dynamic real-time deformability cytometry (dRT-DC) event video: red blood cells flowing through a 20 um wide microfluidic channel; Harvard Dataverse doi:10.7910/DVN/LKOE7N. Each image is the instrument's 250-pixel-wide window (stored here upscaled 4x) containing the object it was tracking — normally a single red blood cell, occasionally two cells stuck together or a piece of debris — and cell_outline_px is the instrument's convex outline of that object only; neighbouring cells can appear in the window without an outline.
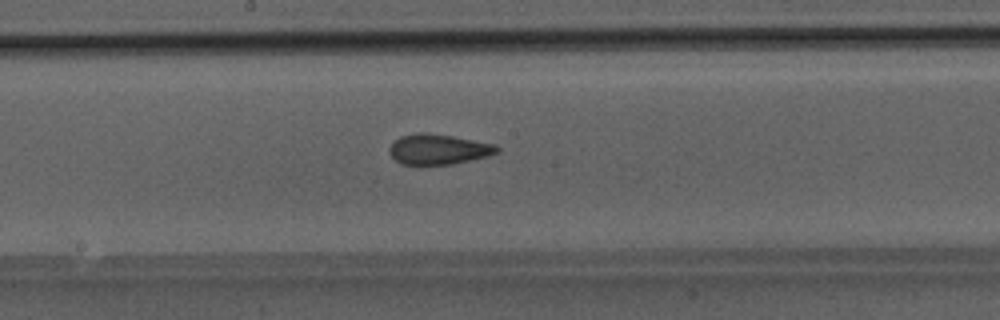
{"species": "Egyptian fruit bat (a non-hibernating species)", "species_latin": "Rousettus aegyptiacus", "temperature_condition": "room temperature", "stored_images_in_passage": 31, "camera_frame_rate_fps": 3000, "um_per_image_px": 0.085, "animal": {"sex": "male"}, "frame": {"image": 1, "passage_image": 18, "time_ms": 5.667, "image_size_px": [1000, 320], "cell_outline_px": [[500, 152], [488, 156], [452, 164], [400, 164], [388, 152], [388, 148], [400, 136], [416, 132], [428, 132], [452, 136], [496, 144], [500, 148]], "centroid_in_image_um": [37.28, 12.67], "position_along_channel_um": 210.9, "area_um2": 19.07}}